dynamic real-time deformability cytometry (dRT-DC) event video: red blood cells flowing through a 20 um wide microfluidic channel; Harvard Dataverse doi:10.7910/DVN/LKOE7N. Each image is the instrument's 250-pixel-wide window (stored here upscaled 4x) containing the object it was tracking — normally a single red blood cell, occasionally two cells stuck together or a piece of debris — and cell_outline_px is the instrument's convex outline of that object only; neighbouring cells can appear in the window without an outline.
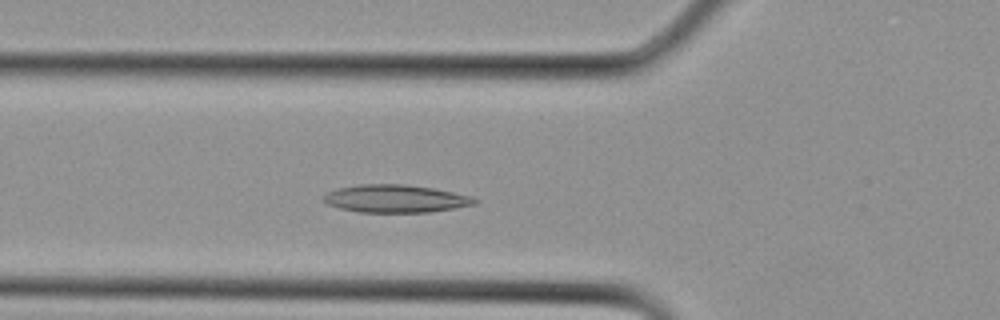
{"species": "Egyptian fruit bat (a non-hibernating species)", "species_latin": "Rousettus aegyptiacus", "temperature_condition": "cold", "stored_images_in_passage": 11, "camera_frame_rate_fps": 3000, "um_per_image_px": 0.085, "animal": {"sex": "female"}, "frame": {"image": 1, "passage_image": 7, "time_ms": 2.0, "image_size_px": [1000, 320], "cell_outline_px": [[480, 200], [476, 204], [428, 212], [360, 212], [340, 208], [328, 204], [324, 200], [324, 196], [328, 192], [336, 188], [360, 184], [404, 184], [432, 188], [452, 192], [468, 196]], "centroid_in_image_um": [33.6, 16.88], "position_along_channel_um": 92.2, "area_um2": 24.16}}
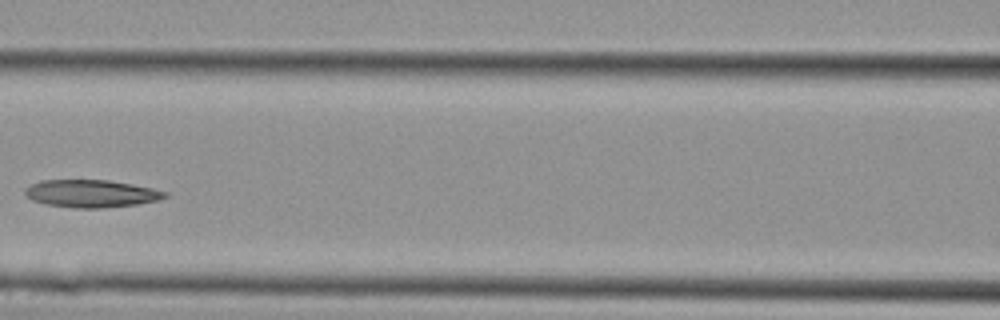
{"frame": {"image": 2, "passage_image": 10, "time_ms": 3.0, "image_size_px": [1000, 320], "cell_outline_px": [[168, 196], [156, 200], [136, 204], [100, 208], [76, 208], [48, 204], [32, 200], [24, 192], [24, 188], [40, 180], [108, 180], [132, 184], [152, 188], [168, 192]], "centroid_in_image_um": [7.75, 16.44], "position_along_channel_um": 158.9, "area_um2": 22.25}}